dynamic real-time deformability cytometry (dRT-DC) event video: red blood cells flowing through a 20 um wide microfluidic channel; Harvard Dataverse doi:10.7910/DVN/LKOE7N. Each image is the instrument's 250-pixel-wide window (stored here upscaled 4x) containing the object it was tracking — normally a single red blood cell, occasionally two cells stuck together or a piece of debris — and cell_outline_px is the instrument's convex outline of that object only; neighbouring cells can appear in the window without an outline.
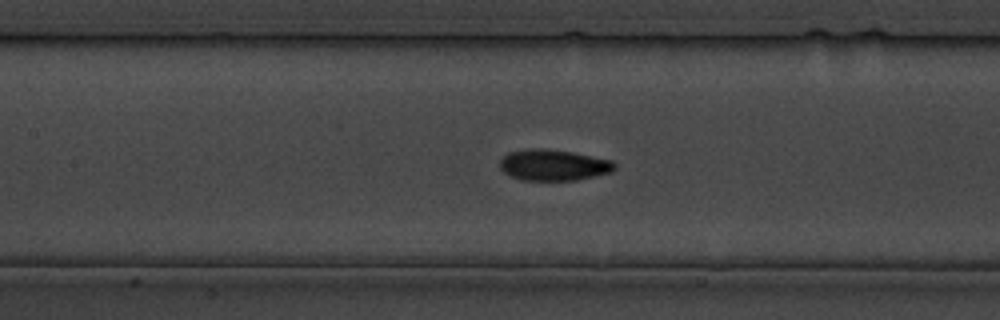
{"species": "common noctule bat (a hibernating species)", "species_latin": "Nyctalus noctula", "temperature_condition": "cold", "stored_images_in_passage": 37, "segment_of_instrument_passage": [1, 2], "camera_frame_rate_fps": 3000, "um_per_image_px": 0.085, "animal": {"sex": "male", "body_mass_g": 19.5, "forearm_length_mm": 54.6}, "frame": {"image": 1, "passage_image": 17, "time_ms": 19.333, "image_size_px": [1000, 320], "cell_outline_px": [[616, 168], [612, 172], [576, 180], [524, 180], [512, 176], [504, 172], [500, 168], [500, 160], [508, 152], [524, 148], [544, 148], [572, 152], [612, 160], [616, 164]], "centroid_in_image_um": [47.05, 14.01], "position_along_channel_um": 160.4, "area_um2": 20.87}}
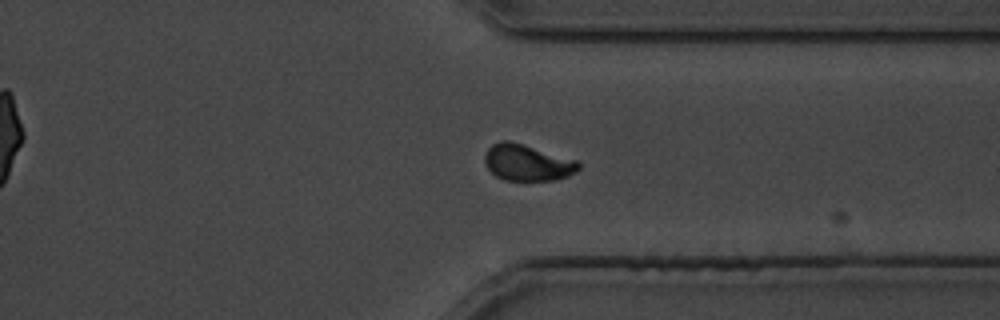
{"frame": {"image": 2, "passage_image": 28, "time_ms": 33.0, "image_size_px": [1000, 320], "cell_outline_px": [[580, 168], [576, 172], [568, 176], [556, 180], [504, 180], [496, 176], [484, 164], [484, 156], [488, 148], [492, 144], [500, 140], [508, 140], [524, 144], [580, 160]], "centroid_in_image_um": [44.85, 13.81], "position_along_channel_um": 366.6, "area_um2": 20.23}}
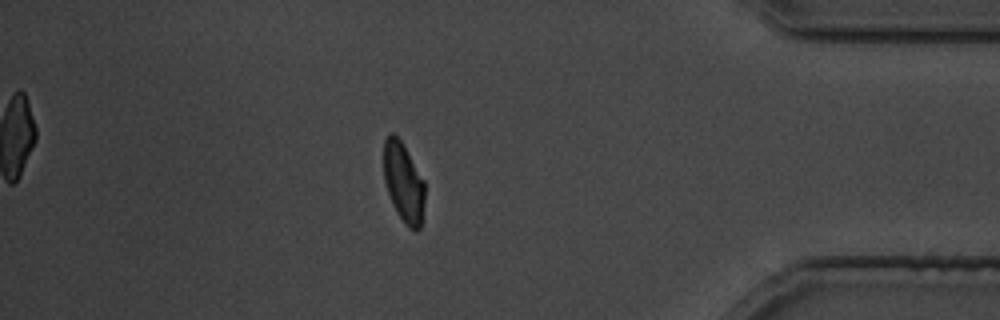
{"frame": {"image": 3, "passage_image": 31, "time_ms": 37.333, "image_size_px": [1000, 320], "cell_outline_px": [[424, 200], [420, 228], [416, 232], [408, 228], [404, 224], [396, 212], [392, 204], [384, 180], [384, 140], [392, 132], [404, 144], [424, 180]], "centroid_in_image_um": [34.3, 15.53], "position_along_channel_um": 400.9, "area_um2": 19.13}}